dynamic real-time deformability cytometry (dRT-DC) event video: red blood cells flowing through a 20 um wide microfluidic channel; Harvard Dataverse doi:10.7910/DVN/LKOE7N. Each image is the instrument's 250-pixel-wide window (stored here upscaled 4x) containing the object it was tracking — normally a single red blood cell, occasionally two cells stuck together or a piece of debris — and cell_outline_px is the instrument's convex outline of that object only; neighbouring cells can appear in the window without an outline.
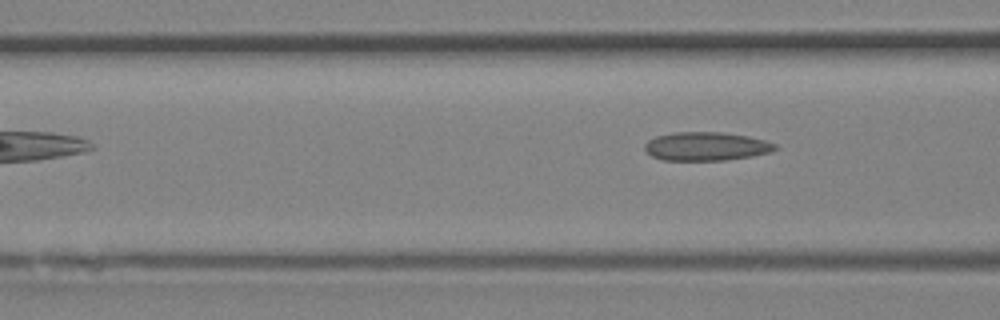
{"species": "Egyptian fruit bat (a non-hibernating species)", "species_latin": "Rousettus aegyptiacus", "temperature_condition": "room temperature", "stored_images_in_passage": 4, "camera_frame_rate_fps": 3000, "um_per_image_px": 0.085, "animal": {"sex": "female"}, "frame": {"image": 1, "passage_image": 4, "time_ms": 1.0, "image_size_px": [1000, 320], "cell_outline_px": [[780, 148], [772, 152], [752, 156], [724, 160], [664, 160], [652, 156], [644, 148], [644, 144], [648, 140], [656, 136], [672, 132], [720, 132], [748, 136], [764, 140], [776, 144]], "centroid_in_image_um": [60.05, 12.43], "position_along_channel_um": 106.6, "area_um2": 21.79}}